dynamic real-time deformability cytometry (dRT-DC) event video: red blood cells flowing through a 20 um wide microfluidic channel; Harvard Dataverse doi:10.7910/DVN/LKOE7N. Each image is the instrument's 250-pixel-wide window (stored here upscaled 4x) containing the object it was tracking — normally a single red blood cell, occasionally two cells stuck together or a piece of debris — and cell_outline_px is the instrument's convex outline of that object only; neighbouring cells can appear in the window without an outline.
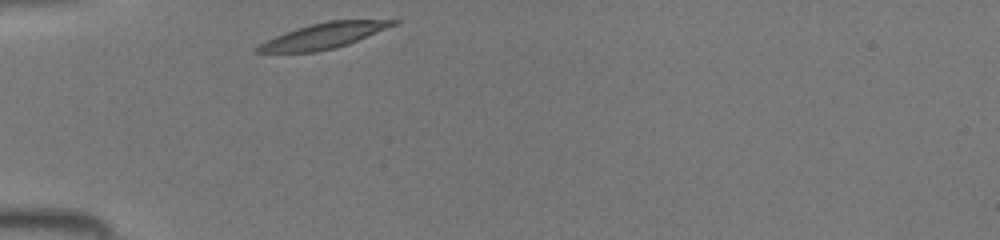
{"species": "common noctule bat (a hibernating species)", "species_latin": "Nyctalus noctula", "temperature_condition": "room temperature", "stored_images_in_passage": 26, "camera_frame_rate_fps": 3000, "um_per_image_px": 0.085, "animal": {"sex": "female", "body_mass_g": 19.5, "forearm_length_mm": 54.1}, "frame": {"image": 1, "passage_image": 1, "time_ms": 0.0, "image_size_px": [1000, 240], "cell_outline_px": [[400, 24], [348, 44], [336, 48], [316, 52], [252, 52], [252, 48], [276, 36], [296, 28], [328, 20], [400, 20]], "centroid_in_image_um": [27.55, 3.04], "position_along_channel_um": 57.4, "area_um2": 20.17}}
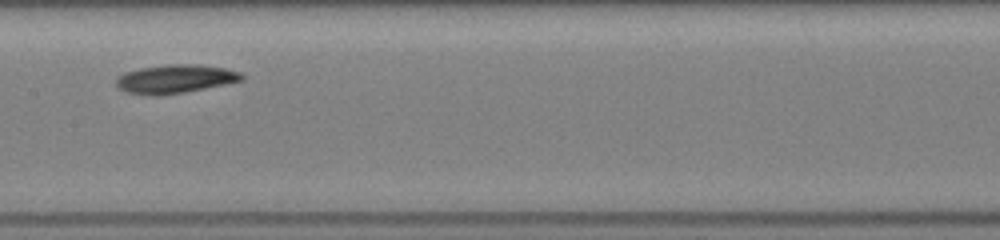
{"frame": {"image": 2, "passage_image": 11, "time_ms": 3.333, "image_size_px": [1000, 240], "cell_outline_px": [[244, 80], [184, 92], [160, 96], [148, 96], [124, 92], [116, 84], [116, 76], [124, 72], [140, 68], [168, 64], [200, 64], [224, 68], [240, 72], [244, 76]], "centroid_in_image_um": [14.84, 6.71], "position_along_channel_um": 192.6, "area_um2": 21.1}}
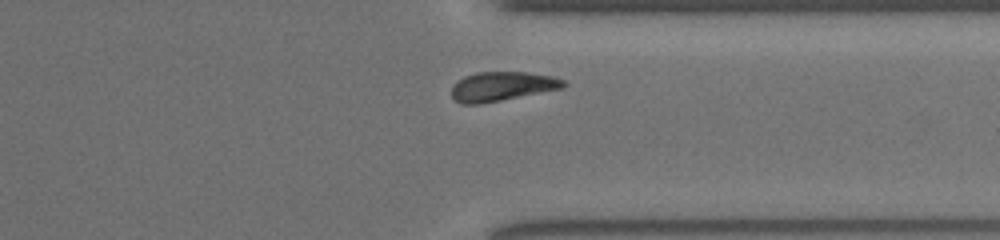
{"frame": {"image": 3, "passage_image": 23, "time_ms": 7.333, "image_size_px": [1000, 240], "cell_outline_px": [[568, 84], [564, 88], [480, 104], [460, 104], [452, 96], [452, 84], [456, 80], [464, 76], [476, 72], [524, 72], [552, 76], [564, 80]], "centroid_in_image_um": [42.66, 7.34], "position_along_channel_um": 368.7, "area_um2": 19.19}}